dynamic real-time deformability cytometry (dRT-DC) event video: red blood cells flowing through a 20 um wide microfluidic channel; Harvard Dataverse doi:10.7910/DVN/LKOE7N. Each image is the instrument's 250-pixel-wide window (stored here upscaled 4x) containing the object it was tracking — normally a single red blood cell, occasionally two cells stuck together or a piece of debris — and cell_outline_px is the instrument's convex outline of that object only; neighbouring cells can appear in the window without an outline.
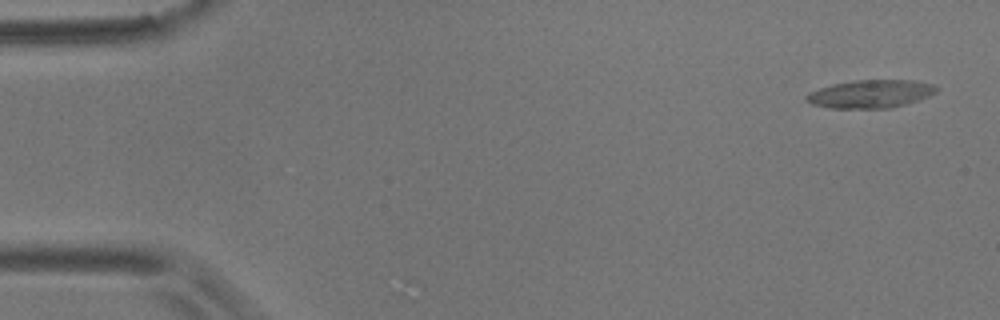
{"species": "common noctule bat (a hibernating species)", "species_latin": "Nyctalus noctula", "temperature_condition": "room temperature", "stored_images_in_passage": 56, "camera_frame_rate_fps": 3000, "um_per_image_px": 0.085, "animal": {"sex": "male", "body_mass_g": 17.9}, "frame": {"image": 1, "passage_image": 3, "time_ms": 0.667, "image_size_px": [1000, 320], "cell_outline_px": [[936, 92], [928, 96], [892, 108], [828, 108], [812, 104], [804, 100], [804, 96], [808, 92], [832, 84], [856, 80], [912, 80], [932, 84], [936, 88]], "centroid_in_image_um": [73.92, 7.98], "position_along_channel_um": 11.1, "area_um2": 21.15}}
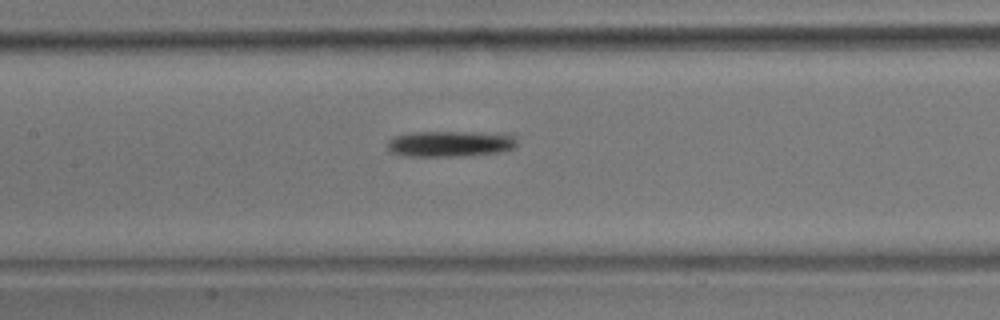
{"frame": {"image": 2, "passage_image": 28, "time_ms": 9.0, "image_size_px": [1000, 320], "cell_outline_px": [[516, 148], [496, 152], [464, 156], [408, 156], [388, 152], [388, 140], [396, 136], [416, 132], [512, 132], [516, 140]], "centroid_in_image_um": [38.34, 12.2], "position_along_channel_um": 169.1, "area_um2": 19.83}}
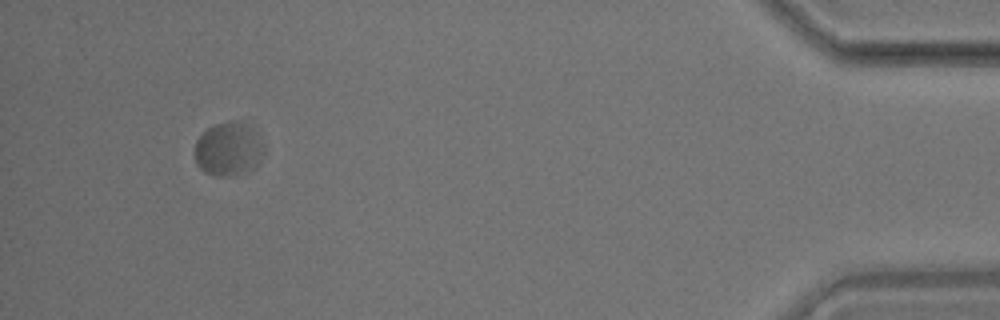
{"frame": {"image": 3, "passage_image": 56, "time_ms": 18.333, "image_size_px": [1000, 320], "cell_outline_px": [[264, 152], [256, 164], [252, 168], [244, 172], [224, 176], [216, 176], [204, 172], [196, 164], [192, 152], [196, 140], [208, 128], [216, 124], [228, 120], [252, 120], [264, 144]], "centroid_in_image_um": [19.44, 12.59], "position_along_channel_um": 415.8, "area_um2": 22.48}, "authors_computed_cell_mechanics": {"area_um2": 19.8543, "velocity_mm_per_s": 3.3822, "shape_relaxation_time_tau1_ms": 5.7118, "shape_relaxation_time_tau2_ms": null, "deformation_change_tau1": 0.1377, "deformation_change_tau2": null}}